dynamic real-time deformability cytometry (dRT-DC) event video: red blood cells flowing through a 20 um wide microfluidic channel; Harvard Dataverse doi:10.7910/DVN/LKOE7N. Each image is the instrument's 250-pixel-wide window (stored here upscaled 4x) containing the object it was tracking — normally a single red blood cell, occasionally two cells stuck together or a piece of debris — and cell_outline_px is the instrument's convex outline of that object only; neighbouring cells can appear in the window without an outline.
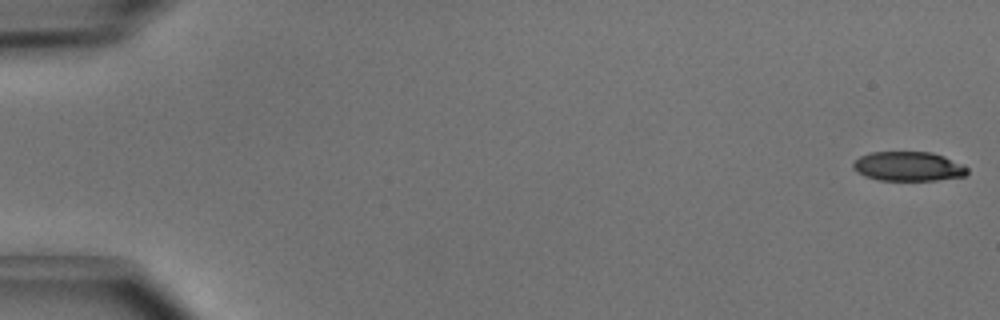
{"species": "common noctule bat (a hibernating species)", "species_latin": "Nyctalus noctula", "temperature_condition": "cold", "stored_images_in_passage": 50, "camera_frame_rate_fps": 3000, "um_per_image_px": 0.085, "animal": {"sex": "male", "body_mass_g": 15.6}, "frame": {"image": 1, "passage_image": 1, "time_ms": 0.0, "image_size_px": [1000, 320], "cell_outline_px": [[968, 172], [964, 176], [936, 180], [880, 180], [864, 176], [856, 172], [852, 168], [852, 164], [860, 156], [872, 152], [932, 152], [944, 156], [968, 168]], "centroid_in_image_um": [77.17, 14.14], "position_along_channel_um": 7.8, "area_um2": 19.48}}
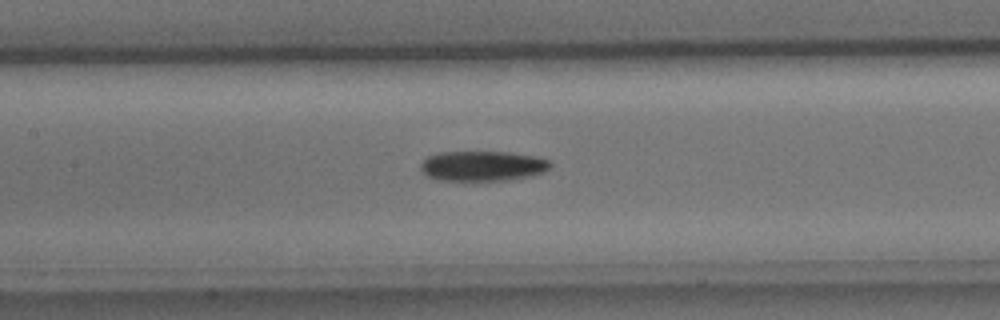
{"frame": {"image": 2, "passage_image": 24, "time_ms": 7.667, "image_size_px": [1000, 320], "cell_outline_px": [[552, 168], [544, 172], [532, 176], [512, 180], [472, 184], [440, 180], [428, 176], [420, 168], [420, 164], [428, 156], [440, 152], [508, 152], [536, 156], [548, 160], [552, 164]], "centroid_in_image_um": [41.05, 14.16], "position_along_channel_um": 166.4, "area_um2": 23.87}}
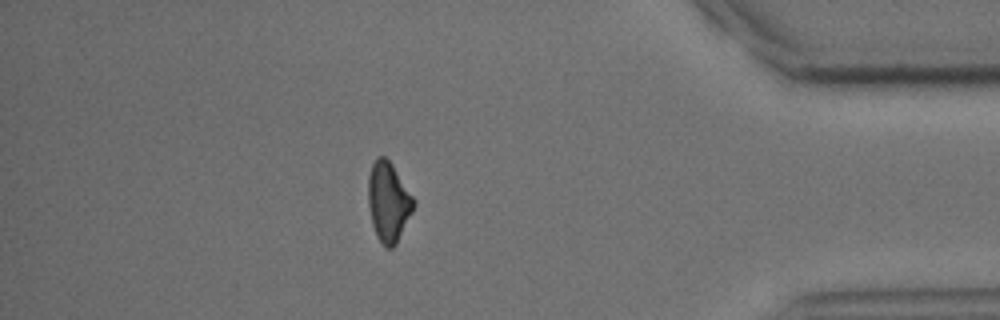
{"frame": {"image": 3, "passage_image": 44, "time_ms": 14.333, "image_size_px": [1000, 320], "cell_outline_px": [[416, 204], [396, 244], [392, 248], [384, 248], [376, 236], [372, 224], [368, 204], [368, 176], [372, 164], [376, 156], [384, 156], [392, 164], [416, 200]], "centroid_in_image_um": [33.01, 17.16], "position_along_channel_um": 402.2, "area_um2": 21.27}, "authors_computed_cell_mechanics": {"area_um2": 21.675, "velocity_mm_per_s": 4.0559, "shape_relaxation_time_tau1_ms": 2.7678, "shape_relaxation_time_tau2_ms": null, "deformation_change_tau1": 0.115, "deformation_change_tau2": null}}